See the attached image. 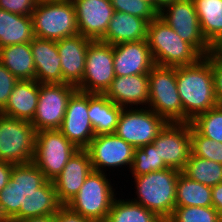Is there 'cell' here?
Returning a JSON list of instances; mask_svg holds the SVG:
<instances>
[{"label":"cell","instance_id":"6da1fadb","mask_svg":"<svg viewBox=\"0 0 222 222\" xmlns=\"http://www.w3.org/2000/svg\"><path fill=\"white\" fill-rule=\"evenodd\" d=\"M61 205L53 182L33 162L13 164L9 183L0 192V222L56 214Z\"/></svg>","mask_w":222,"mask_h":222},{"label":"cell","instance_id":"7a4b0ae2","mask_svg":"<svg viewBox=\"0 0 222 222\" xmlns=\"http://www.w3.org/2000/svg\"><path fill=\"white\" fill-rule=\"evenodd\" d=\"M177 90L183 108V123L218 105L211 62L202 57L196 64L176 67Z\"/></svg>","mask_w":222,"mask_h":222},{"label":"cell","instance_id":"3957f363","mask_svg":"<svg viewBox=\"0 0 222 222\" xmlns=\"http://www.w3.org/2000/svg\"><path fill=\"white\" fill-rule=\"evenodd\" d=\"M146 40L156 65L188 66L203 57L158 15L148 24Z\"/></svg>","mask_w":222,"mask_h":222},{"label":"cell","instance_id":"277c9868","mask_svg":"<svg viewBox=\"0 0 222 222\" xmlns=\"http://www.w3.org/2000/svg\"><path fill=\"white\" fill-rule=\"evenodd\" d=\"M180 171L166 168L160 171H152L134 178L136 189L133 202L141 204L148 210L156 213L161 219L166 221L176 207L175 194L177 179Z\"/></svg>","mask_w":222,"mask_h":222},{"label":"cell","instance_id":"5b68a950","mask_svg":"<svg viewBox=\"0 0 222 222\" xmlns=\"http://www.w3.org/2000/svg\"><path fill=\"white\" fill-rule=\"evenodd\" d=\"M108 178L107 173L92 170L78 193L66 205L94 222H106L118 194Z\"/></svg>","mask_w":222,"mask_h":222},{"label":"cell","instance_id":"8992f818","mask_svg":"<svg viewBox=\"0 0 222 222\" xmlns=\"http://www.w3.org/2000/svg\"><path fill=\"white\" fill-rule=\"evenodd\" d=\"M31 18L35 37L57 41L79 34L71 0L37 3Z\"/></svg>","mask_w":222,"mask_h":222},{"label":"cell","instance_id":"52a82bcc","mask_svg":"<svg viewBox=\"0 0 222 222\" xmlns=\"http://www.w3.org/2000/svg\"><path fill=\"white\" fill-rule=\"evenodd\" d=\"M148 74V108L168 123H183V108L177 90L176 67L155 64Z\"/></svg>","mask_w":222,"mask_h":222},{"label":"cell","instance_id":"ba28073f","mask_svg":"<svg viewBox=\"0 0 222 222\" xmlns=\"http://www.w3.org/2000/svg\"><path fill=\"white\" fill-rule=\"evenodd\" d=\"M35 134L30 122L0 113V160L14 165L33 162Z\"/></svg>","mask_w":222,"mask_h":222},{"label":"cell","instance_id":"9c48e42d","mask_svg":"<svg viewBox=\"0 0 222 222\" xmlns=\"http://www.w3.org/2000/svg\"><path fill=\"white\" fill-rule=\"evenodd\" d=\"M77 150L59 129L41 130L35 134L33 163L43 172L47 181H53Z\"/></svg>","mask_w":222,"mask_h":222},{"label":"cell","instance_id":"30bf717a","mask_svg":"<svg viewBox=\"0 0 222 222\" xmlns=\"http://www.w3.org/2000/svg\"><path fill=\"white\" fill-rule=\"evenodd\" d=\"M168 122L152 109L123 108L115 134L134 148L152 143Z\"/></svg>","mask_w":222,"mask_h":222},{"label":"cell","instance_id":"8fae6325","mask_svg":"<svg viewBox=\"0 0 222 222\" xmlns=\"http://www.w3.org/2000/svg\"><path fill=\"white\" fill-rule=\"evenodd\" d=\"M158 16L203 57L213 51L201 32L193 0H175L166 4L158 11Z\"/></svg>","mask_w":222,"mask_h":222},{"label":"cell","instance_id":"7c38bea8","mask_svg":"<svg viewBox=\"0 0 222 222\" xmlns=\"http://www.w3.org/2000/svg\"><path fill=\"white\" fill-rule=\"evenodd\" d=\"M76 90L67 83H40L36 112L30 122L36 132L60 129L68 100Z\"/></svg>","mask_w":222,"mask_h":222},{"label":"cell","instance_id":"4fadbf2b","mask_svg":"<svg viewBox=\"0 0 222 222\" xmlns=\"http://www.w3.org/2000/svg\"><path fill=\"white\" fill-rule=\"evenodd\" d=\"M115 78L113 45L92 41L87 48L85 72L77 90L104 94Z\"/></svg>","mask_w":222,"mask_h":222},{"label":"cell","instance_id":"5bb4252c","mask_svg":"<svg viewBox=\"0 0 222 222\" xmlns=\"http://www.w3.org/2000/svg\"><path fill=\"white\" fill-rule=\"evenodd\" d=\"M134 147L114 134L95 135L85 148L88 152L92 169L106 173L107 169L125 168L130 171L133 164ZM108 167V168H106ZM105 169V170H104Z\"/></svg>","mask_w":222,"mask_h":222},{"label":"cell","instance_id":"9a60e30c","mask_svg":"<svg viewBox=\"0 0 222 222\" xmlns=\"http://www.w3.org/2000/svg\"><path fill=\"white\" fill-rule=\"evenodd\" d=\"M152 143L168 168L182 172L191 154V123H167Z\"/></svg>","mask_w":222,"mask_h":222},{"label":"cell","instance_id":"2e32d148","mask_svg":"<svg viewBox=\"0 0 222 222\" xmlns=\"http://www.w3.org/2000/svg\"><path fill=\"white\" fill-rule=\"evenodd\" d=\"M88 111L89 93L76 90L68 100L59 130L78 149H85L95 137Z\"/></svg>","mask_w":222,"mask_h":222},{"label":"cell","instance_id":"e0dca14e","mask_svg":"<svg viewBox=\"0 0 222 222\" xmlns=\"http://www.w3.org/2000/svg\"><path fill=\"white\" fill-rule=\"evenodd\" d=\"M75 7L79 34L93 41L101 40L113 17L110 0H71Z\"/></svg>","mask_w":222,"mask_h":222},{"label":"cell","instance_id":"ac0fdd59","mask_svg":"<svg viewBox=\"0 0 222 222\" xmlns=\"http://www.w3.org/2000/svg\"><path fill=\"white\" fill-rule=\"evenodd\" d=\"M92 41L81 34L56 41L61 59L62 83L76 87L82 81L87 48Z\"/></svg>","mask_w":222,"mask_h":222},{"label":"cell","instance_id":"d6986e66","mask_svg":"<svg viewBox=\"0 0 222 222\" xmlns=\"http://www.w3.org/2000/svg\"><path fill=\"white\" fill-rule=\"evenodd\" d=\"M92 170L91 160L85 149H79L71 156L62 172L52 181L62 205H66L78 193Z\"/></svg>","mask_w":222,"mask_h":222},{"label":"cell","instance_id":"ffe728a7","mask_svg":"<svg viewBox=\"0 0 222 222\" xmlns=\"http://www.w3.org/2000/svg\"><path fill=\"white\" fill-rule=\"evenodd\" d=\"M115 76L148 74L155 65L147 40L113 45Z\"/></svg>","mask_w":222,"mask_h":222},{"label":"cell","instance_id":"44dd1931","mask_svg":"<svg viewBox=\"0 0 222 222\" xmlns=\"http://www.w3.org/2000/svg\"><path fill=\"white\" fill-rule=\"evenodd\" d=\"M104 95L116 105L133 108L149 104V74L115 76Z\"/></svg>","mask_w":222,"mask_h":222},{"label":"cell","instance_id":"7402d4cb","mask_svg":"<svg viewBox=\"0 0 222 222\" xmlns=\"http://www.w3.org/2000/svg\"><path fill=\"white\" fill-rule=\"evenodd\" d=\"M38 83H62L61 59L55 40L34 37L30 42Z\"/></svg>","mask_w":222,"mask_h":222},{"label":"cell","instance_id":"603a6c76","mask_svg":"<svg viewBox=\"0 0 222 222\" xmlns=\"http://www.w3.org/2000/svg\"><path fill=\"white\" fill-rule=\"evenodd\" d=\"M39 90L40 83L36 80H19L0 113L31 122L36 112Z\"/></svg>","mask_w":222,"mask_h":222},{"label":"cell","instance_id":"cb8c5ba5","mask_svg":"<svg viewBox=\"0 0 222 222\" xmlns=\"http://www.w3.org/2000/svg\"><path fill=\"white\" fill-rule=\"evenodd\" d=\"M148 22L140 17L114 11L105 36L101 42L116 45L124 42H136L147 39Z\"/></svg>","mask_w":222,"mask_h":222},{"label":"cell","instance_id":"d4e9b609","mask_svg":"<svg viewBox=\"0 0 222 222\" xmlns=\"http://www.w3.org/2000/svg\"><path fill=\"white\" fill-rule=\"evenodd\" d=\"M123 107L104 94L89 93V118L95 135L114 134Z\"/></svg>","mask_w":222,"mask_h":222},{"label":"cell","instance_id":"484cf974","mask_svg":"<svg viewBox=\"0 0 222 222\" xmlns=\"http://www.w3.org/2000/svg\"><path fill=\"white\" fill-rule=\"evenodd\" d=\"M34 37L31 16L13 14L0 9V48L30 43Z\"/></svg>","mask_w":222,"mask_h":222},{"label":"cell","instance_id":"4316f807","mask_svg":"<svg viewBox=\"0 0 222 222\" xmlns=\"http://www.w3.org/2000/svg\"><path fill=\"white\" fill-rule=\"evenodd\" d=\"M0 63L18 80H35L36 78L30 43L0 48Z\"/></svg>","mask_w":222,"mask_h":222},{"label":"cell","instance_id":"83f0119b","mask_svg":"<svg viewBox=\"0 0 222 222\" xmlns=\"http://www.w3.org/2000/svg\"><path fill=\"white\" fill-rule=\"evenodd\" d=\"M201 32L214 47L222 40V0H193Z\"/></svg>","mask_w":222,"mask_h":222},{"label":"cell","instance_id":"f1b7e54d","mask_svg":"<svg viewBox=\"0 0 222 222\" xmlns=\"http://www.w3.org/2000/svg\"><path fill=\"white\" fill-rule=\"evenodd\" d=\"M212 187L189 179L182 172L177 179L176 206H212Z\"/></svg>","mask_w":222,"mask_h":222},{"label":"cell","instance_id":"f546056e","mask_svg":"<svg viewBox=\"0 0 222 222\" xmlns=\"http://www.w3.org/2000/svg\"><path fill=\"white\" fill-rule=\"evenodd\" d=\"M126 199L115 197L106 222H165L141 204Z\"/></svg>","mask_w":222,"mask_h":222},{"label":"cell","instance_id":"4dcf8cb0","mask_svg":"<svg viewBox=\"0 0 222 222\" xmlns=\"http://www.w3.org/2000/svg\"><path fill=\"white\" fill-rule=\"evenodd\" d=\"M182 173L189 179L210 187L222 182V164L192 154Z\"/></svg>","mask_w":222,"mask_h":222},{"label":"cell","instance_id":"1f68e13d","mask_svg":"<svg viewBox=\"0 0 222 222\" xmlns=\"http://www.w3.org/2000/svg\"><path fill=\"white\" fill-rule=\"evenodd\" d=\"M166 168L168 167L163 159L159 157L153 143L134 149L133 164L130 169L132 176H140Z\"/></svg>","mask_w":222,"mask_h":222},{"label":"cell","instance_id":"d6a6232c","mask_svg":"<svg viewBox=\"0 0 222 222\" xmlns=\"http://www.w3.org/2000/svg\"><path fill=\"white\" fill-rule=\"evenodd\" d=\"M190 123L202 136L222 143V105L198 114Z\"/></svg>","mask_w":222,"mask_h":222},{"label":"cell","instance_id":"836d02e7","mask_svg":"<svg viewBox=\"0 0 222 222\" xmlns=\"http://www.w3.org/2000/svg\"><path fill=\"white\" fill-rule=\"evenodd\" d=\"M165 222H222V216L213 206H176Z\"/></svg>","mask_w":222,"mask_h":222},{"label":"cell","instance_id":"e575fe53","mask_svg":"<svg viewBox=\"0 0 222 222\" xmlns=\"http://www.w3.org/2000/svg\"><path fill=\"white\" fill-rule=\"evenodd\" d=\"M191 154L222 164V143L202 136L191 125Z\"/></svg>","mask_w":222,"mask_h":222},{"label":"cell","instance_id":"d590c367","mask_svg":"<svg viewBox=\"0 0 222 222\" xmlns=\"http://www.w3.org/2000/svg\"><path fill=\"white\" fill-rule=\"evenodd\" d=\"M110 2L114 11L140 17L148 23L158 15V11L145 0H110Z\"/></svg>","mask_w":222,"mask_h":222},{"label":"cell","instance_id":"8d00e7d4","mask_svg":"<svg viewBox=\"0 0 222 222\" xmlns=\"http://www.w3.org/2000/svg\"><path fill=\"white\" fill-rule=\"evenodd\" d=\"M19 80L0 63V111L8 102L9 96Z\"/></svg>","mask_w":222,"mask_h":222},{"label":"cell","instance_id":"74e56055","mask_svg":"<svg viewBox=\"0 0 222 222\" xmlns=\"http://www.w3.org/2000/svg\"><path fill=\"white\" fill-rule=\"evenodd\" d=\"M36 4L35 0H0V9L13 14L31 16Z\"/></svg>","mask_w":222,"mask_h":222},{"label":"cell","instance_id":"f35d334b","mask_svg":"<svg viewBox=\"0 0 222 222\" xmlns=\"http://www.w3.org/2000/svg\"><path fill=\"white\" fill-rule=\"evenodd\" d=\"M206 58L212 65L217 102L219 105H222V60L213 51H211Z\"/></svg>","mask_w":222,"mask_h":222},{"label":"cell","instance_id":"ab89813d","mask_svg":"<svg viewBox=\"0 0 222 222\" xmlns=\"http://www.w3.org/2000/svg\"><path fill=\"white\" fill-rule=\"evenodd\" d=\"M56 222H94L73 211L67 205H61L56 212Z\"/></svg>","mask_w":222,"mask_h":222},{"label":"cell","instance_id":"60d3db41","mask_svg":"<svg viewBox=\"0 0 222 222\" xmlns=\"http://www.w3.org/2000/svg\"><path fill=\"white\" fill-rule=\"evenodd\" d=\"M13 164L0 160V192L9 183Z\"/></svg>","mask_w":222,"mask_h":222},{"label":"cell","instance_id":"b9f144b4","mask_svg":"<svg viewBox=\"0 0 222 222\" xmlns=\"http://www.w3.org/2000/svg\"><path fill=\"white\" fill-rule=\"evenodd\" d=\"M212 206L222 216V182L212 187Z\"/></svg>","mask_w":222,"mask_h":222},{"label":"cell","instance_id":"7bdbcfd3","mask_svg":"<svg viewBox=\"0 0 222 222\" xmlns=\"http://www.w3.org/2000/svg\"><path fill=\"white\" fill-rule=\"evenodd\" d=\"M19 222H56V214L45 215L40 217H30Z\"/></svg>","mask_w":222,"mask_h":222},{"label":"cell","instance_id":"ee69618b","mask_svg":"<svg viewBox=\"0 0 222 222\" xmlns=\"http://www.w3.org/2000/svg\"><path fill=\"white\" fill-rule=\"evenodd\" d=\"M175 0H153V7L159 11L163 6L169 4Z\"/></svg>","mask_w":222,"mask_h":222},{"label":"cell","instance_id":"f6af8a7d","mask_svg":"<svg viewBox=\"0 0 222 222\" xmlns=\"http://www.w3.org/2000/svg\"><path fill=\"white\" fill-rule=\"evenodd\" d=\"M213 52L222 60V40L213 47Z\"/></svg>","mask_w":222,"mask_h":222},{"label":"cell","instance_id":"bcb514c9","mask_svg":"<svg viewBox=\"0 0 222 222\" xmlns=\"http://www.w3.org/2000/svg\"><path fill=\"white\" fill-rule=\"evenodd\" d=\"M37 3L41 2H52V1H62V0H35Z\"/></svg>","mask_w":222,"mask_h":222},{"label":"cell","instance_id":"7dc6e473","mask_svg":"<svg viewBox=\"0 0 222 222\" xmlns=\"http://www.w3.org/2000/svg\"><path fill=\"white\" fill-rule=\"evenodd\" d=\"M153 6V0H145Z\"/></svg>","mask_w":222,"mask_h":222}]
</instances>
